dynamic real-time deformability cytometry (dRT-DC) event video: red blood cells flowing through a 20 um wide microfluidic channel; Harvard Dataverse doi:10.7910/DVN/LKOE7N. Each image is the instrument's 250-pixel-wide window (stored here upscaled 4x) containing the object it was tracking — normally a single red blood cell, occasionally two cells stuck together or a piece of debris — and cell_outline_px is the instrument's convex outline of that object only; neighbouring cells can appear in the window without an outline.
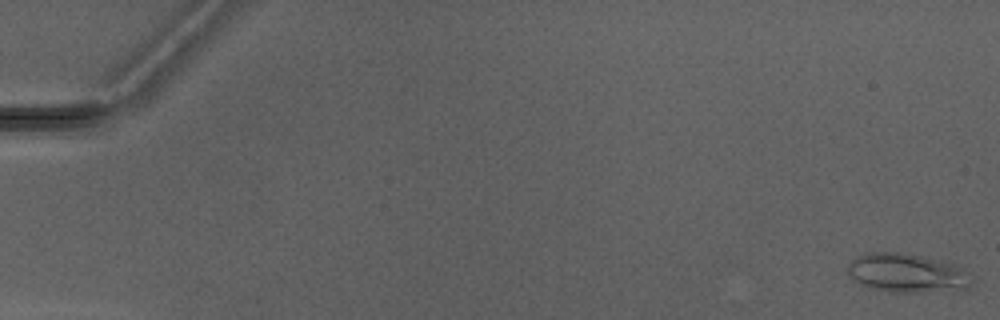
{"species": "Egyptian fruit bat (a non-hibernating species)", "species_latin": "Rousettus aegyptiacus", "temperature_condition": "warm", "stored_images_in_passage": 6, "camera_frame_rate_fps": 3000, "um_per_image_px": 0.085, "animal": {"sex": "male"}, "frame": {"image": 1, "passage_image": 1, "time_ms": 0.0, "image_size_px": [1000, 320], "cell_outline_px": [[972, 280], [968, 288], [964, 292], [892, 292], [872, 288], [848, 276], [848, 264], [856, 256], [868, 252], [896, 252], [920, 256], [952, 264], [960, 268]], "centroid_in_image_um": [77.11, 23.24], "position_along_channel_um": 7.9, "area_um2": 27.98}}